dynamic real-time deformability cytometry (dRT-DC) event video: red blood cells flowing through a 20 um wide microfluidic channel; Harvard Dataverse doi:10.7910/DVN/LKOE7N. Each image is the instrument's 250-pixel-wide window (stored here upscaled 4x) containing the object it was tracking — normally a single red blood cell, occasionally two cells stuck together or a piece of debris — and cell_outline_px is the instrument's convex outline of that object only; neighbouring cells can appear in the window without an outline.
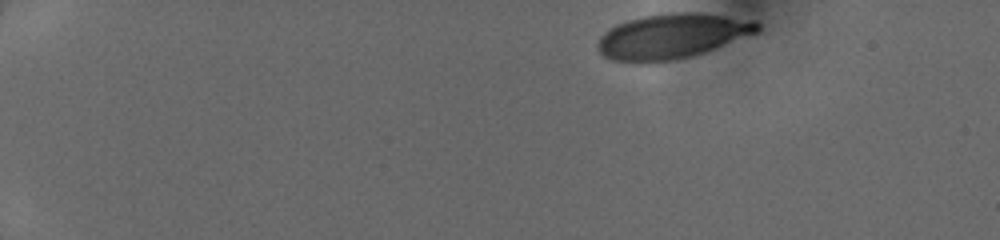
{"species": "human", "species_latin": "Homo sapiens", "temperature_condition": "cold", "stored_images_in_passage": 72, "camera_frame_rate_fps": 3000, "um_per_image_px": 0.085, "donor": {"sex": "female"}, "frame": {"image": 1, "passage_image": 1, "time_ms": 0.0, "image_size_px": [1000, 240], "cell_outline_px": [[760, 32], [704, 52], [692, 56], [672, 60], [644, 64], [640, 64], [612, 60], [604, 56], [596, 48], [596, 44], [600, 36], [608, 28], [616, 24], [628, 20], [644, 16], [672, 12], [704, 12], [756, 20], [760, 24]], "centroid_in_image_um": [57.12, 3.07], "position_along_channel_um": 27.9, "area_um2": 42.6}}
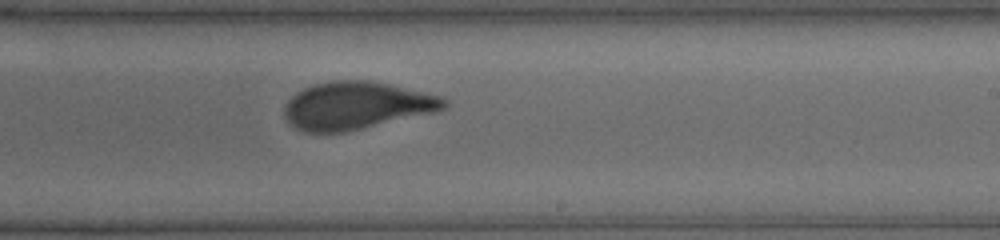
{"frame": {"image": 2, "passage_image": 42, "time_ms": 8.333, "image_size_px": [1000, 240], "cell_outline_px": [[448, 104], [444, 108], [436, 112], [344, 132], [304, 132], [288, 124], [284, 120], [284, 104], [296, 92], [312, 84], [332, 80], [372, 80], [440, 96], [448, 100]], "centroid_in_image_um": [30.25, 8.97], "position_along_channel_um": 258.8, "area_um2": 44.45}}
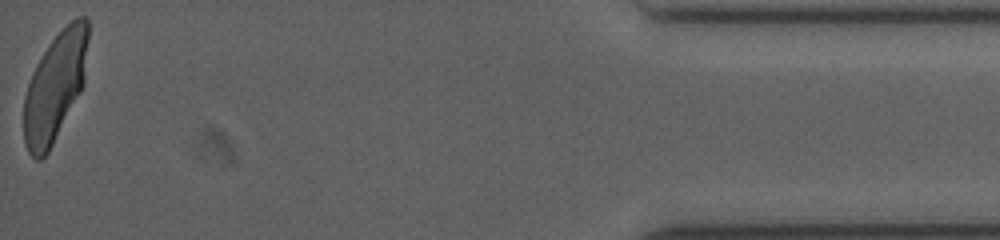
{"frame": {"image": 3, "passage_image": 71, "time_ms": 14.0, "image_size_px": [1000, 240], "cell_outline_px": [[88, 40], [84, 84], [80, 92], [48, 152], [40, 160], [36, 160], [28, 152], [24, 144], [24, 96], [32, 72], [36, 64], [52, 40], [76, 16], [84, 16], [88, 20]], "centroid_in_image_um": [4.67, 7.38], "position_along_channel_um": 430.5, "area_um2": 40.34}}